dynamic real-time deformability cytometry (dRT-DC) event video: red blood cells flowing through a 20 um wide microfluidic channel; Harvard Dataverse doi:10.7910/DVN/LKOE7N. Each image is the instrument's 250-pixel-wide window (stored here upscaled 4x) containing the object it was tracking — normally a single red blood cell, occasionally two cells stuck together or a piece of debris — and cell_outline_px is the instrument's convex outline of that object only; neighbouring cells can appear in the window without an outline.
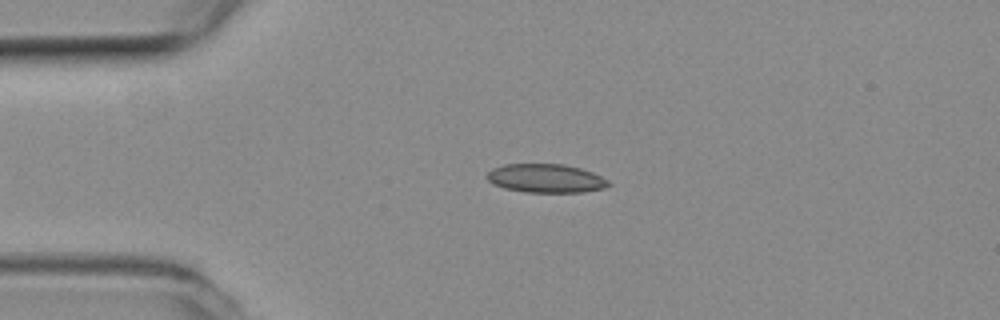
{"species": "common noctule bat (a hibernating species)", "species_latin": "Nyctalus noctula", "temperature_condition": "room temperature", "stored_images_in_passage": 44, "camera_frame_rate_fps": 3000, "um_per_image_px": 0.085, "animal": {"sex": "female", "body_mass_g": 19.3, "forearm_length_mm": 54.1}, "frame": {"image": 1, "passage_image": 8, "time_ms": 2.333, "image_size_px": [1000, 320], "cell_outline_px": [[612, 184], [604, 188], [584, 192], [524, 192], [504, 188], [492, 184], [484, 176], [492, 168], [504, 164], [564, 164], [580, 168], [592, 172], [608, 180]], "centroid_in_image_um": [46.37, 15.16], "position_along_channel_um": 38.6, "area_um2": 20.46}}
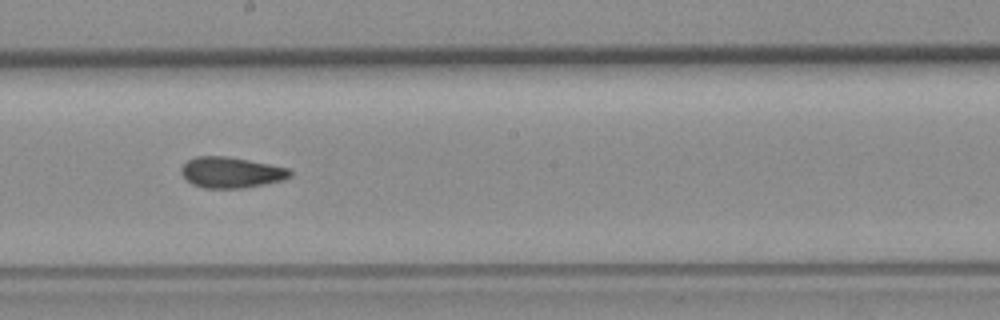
{"frame": {"image": 2, "passage_image": 25, "time_ms": 8.0, "image_size_px": [1000, 320], "cell_outline_px": [[292, 176], [284, 180], [244, 188], [204, 188], [192, 184], [180, 172], [180, 168], [188, 160], [196, 156], [228, 156], [288, 168], [292, 172]], "centroid_in_image_um": [19.65, 14.66], "position_along_channel_um": 228.6, "area_um2": 19.54}}
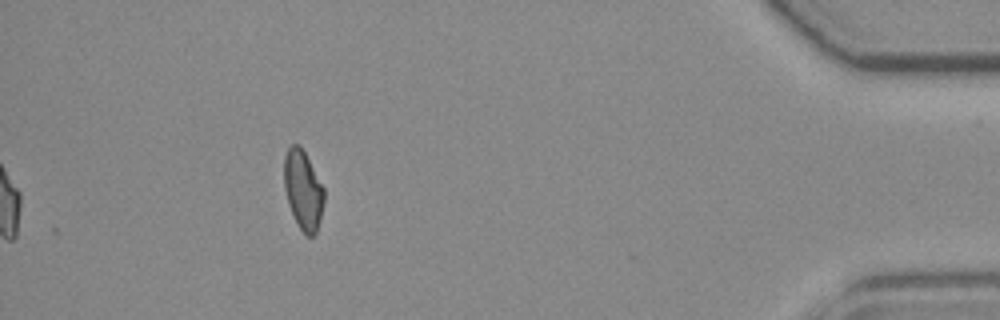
{"frame": {"image": 3, "passage_image": 44, "time_ms": 14.333, "image_size_px": [1000, 320], "cell_outline_px": [[324, 200], [320, 220], [316, 232], [312, 236], [304, 236], [288, 204], [284, 188], [284, 156], [288, 148], [292, 144], [300, 144], [324, 188]], "centroid_in_image_um": [25.75, 16.14], "position_along_channel_um": 409.4, "area_um2": 18.38}, "authors_computed_cell_mechanics": {"area_um2": 19.5942, "velocity_mm_per_s": 3.8226, "shape_relaxation_time_tau1_ms": null, "shape_relaxation_time_tau2_ms": 3.258, "deformation_change_tau1": null, "deformation_change_tau2": 0.0867}}